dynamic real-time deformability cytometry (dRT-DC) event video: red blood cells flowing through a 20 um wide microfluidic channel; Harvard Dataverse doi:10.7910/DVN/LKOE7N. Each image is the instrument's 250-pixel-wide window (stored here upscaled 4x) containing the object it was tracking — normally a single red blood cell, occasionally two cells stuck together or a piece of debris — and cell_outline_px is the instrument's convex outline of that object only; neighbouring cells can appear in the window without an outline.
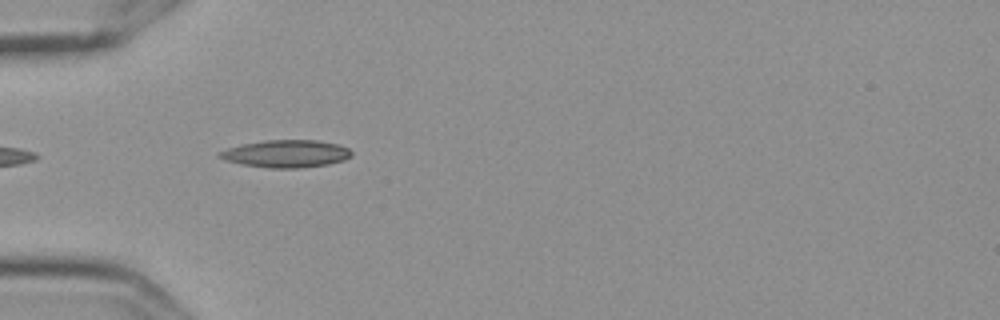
{"species": "Egyptian fruit bat (a non-hibernating species)", "species_latin": "Rousettus aegyptiacus", "temperature_condition": "cold", "stored_images_in_passage": 6, "camera_frame_rate_fps": 3000, "um_per_image_px": 0.085, "frame": {"image": 1, "passage_image": 3, "time_ms": 0.667, "image_size_px": [1000, 320], "cell_outline_px": [[352, 156], [344, 160], [328, 164], [296, 168], [268, 168], [244, 164], [224, 160], [216, 156], [216, 152], [240, 144], [264, 140], [316, 140], [340, 144], [348, 148], [352, 152]], "centroid_in_image_um": [24.3, 13.05], "position_along_channel_um": 60.7, "area_um2": 21.27}}
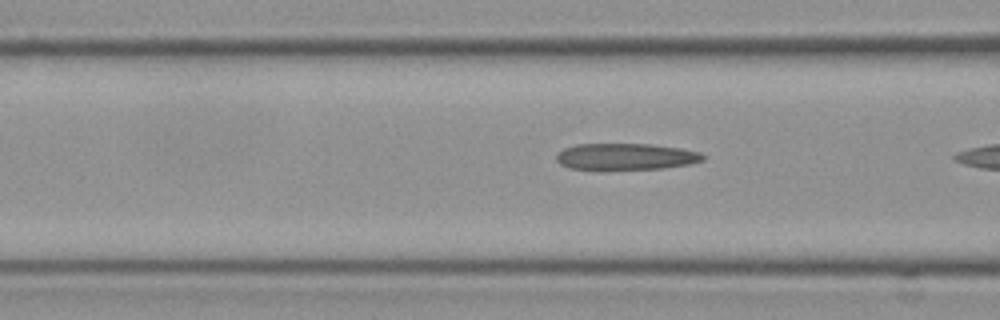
{"frame": {"image": 2, "passage_image": 5, "time_ms": 1.333, "image_size_px": [1000, 320], "cell_outline_px": [[708, 156], [704, 160], [688, 164], [664, 168], [568, 168], [560, 164], [556, 160], [556, 156], [564, 148], [576, 144], [652, 144], [680, 148], [700, 152]], "centroid_in_image_um": [53.24, 13.29], "position_along_channel_um": 113.4, "area_um2": 22.25}}